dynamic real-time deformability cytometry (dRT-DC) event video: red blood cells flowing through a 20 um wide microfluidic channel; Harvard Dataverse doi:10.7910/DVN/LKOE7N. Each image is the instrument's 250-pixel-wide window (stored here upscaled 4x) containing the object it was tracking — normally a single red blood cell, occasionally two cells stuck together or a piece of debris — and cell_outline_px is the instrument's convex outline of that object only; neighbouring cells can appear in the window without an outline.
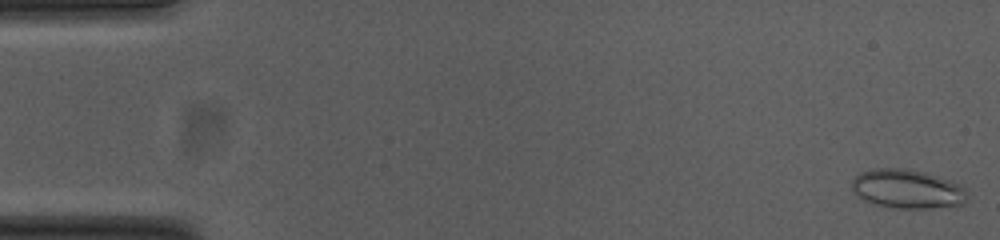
{"species": "common noctule bat (a hibernating species)", "species_latin": "Nyctalus noctula", "temperature_condition": "cold", "stored_images_in_passage": 54, "camera_frame_rate_fps": 3000, "um_per_image_px": 0.085, "animal": {"sex": "female", "body_mass_g": 23.0, "forearm_length_mm": 53.4}, "frame": {"image": 1, "passage_image": 1, "time_ms": 0.0, "image_size_px": [1000, 240], "cell_outline_px": [[968, 196], [960, 204], [932, 208], [896, 208], [876, 204], [864, 200], [852, 188], [852, 180], [860, 172], [876, 168], [904, 168], [924, 172], [960, 184], [964, 188]], "centroid_in_image_um": [77.11, 16.05], "position_along_channel_um": 7.9, "area_um2": 25.84}}
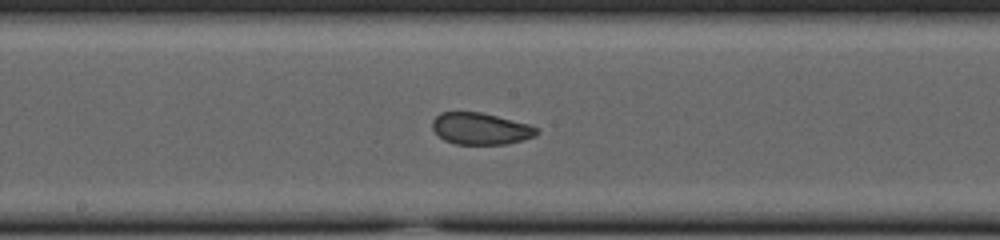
{"frame": {"image": 2, "passage_image": 28, "time_ms": 9.0, "image_size_px": [1000, 240], "cell_outline_px": [[540, 132], [536, 136], [508, 144], [456, 144], [444, 140], [432, 128], [432, 120], [440, 112], [480, 112], [528, 124], [536, 128]], "centroid_in_image_um": [40.84, 10.94], "position_along_channel_um": 207.4, "area_um2": 19.19}}
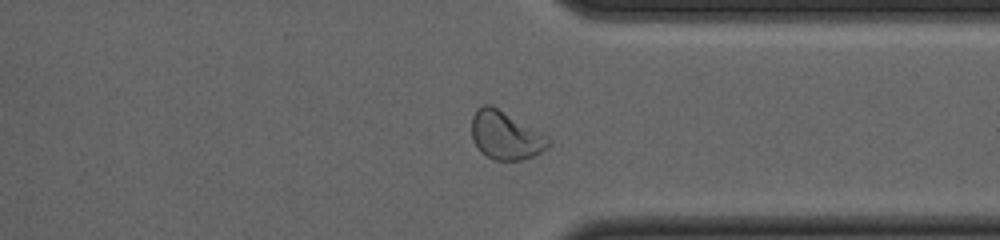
{"frame": {"image": 3, "passage_image": 41, "time_ms": 13.333, "image_size_px": [1000, 240], "cell_outline_px": [[552, 140], [548, 148], [532, 156], [520, 160], [496, 160], [480, 152], [472, 140], [472, 116], [476, 108], [484, 104], [492, 104], [548, 136]], "centroid_in_image_um": [42.96, 11.48], "position_along_channel_um": 368.4, "area_um2": 21.73}, "authors_computed_cell_mechanics": {"area_um2": 21.8773, "velocity_mm_per_s": 3.751, "shape_relaxation_time_tau1_ms": null, "shape_relaxation_time_tau2_ms": 1.1171, "deformation_change_tau1": null, "deformation_change_tau2": 0.0576}}